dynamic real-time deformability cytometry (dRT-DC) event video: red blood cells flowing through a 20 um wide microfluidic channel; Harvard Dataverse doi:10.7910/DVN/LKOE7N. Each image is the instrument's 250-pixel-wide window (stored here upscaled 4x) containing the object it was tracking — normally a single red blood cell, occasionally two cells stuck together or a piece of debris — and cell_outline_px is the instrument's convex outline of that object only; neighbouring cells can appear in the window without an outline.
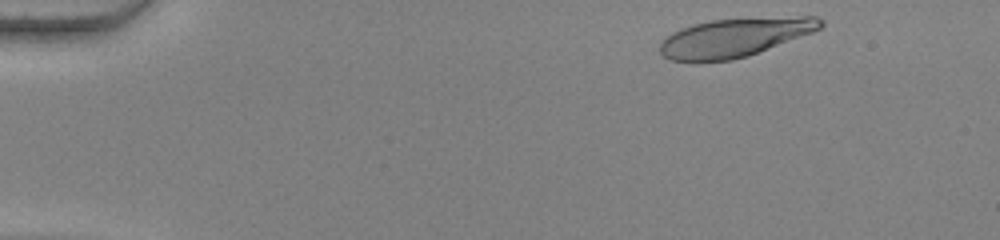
{"species": "human", "species_latin": "Homo sapiens", "temperature_condition": "warm", "stored_images_in_passage": 49, "camera_frame_rate_fps": 3000, "um_per_image_px": 0.085, "donor": {"sex": "female"}, "frame": {"image": 1, "passage_image": 2, "time_ms": 0.333, "image_size_px": [1000, 240], "cell_outline_px": [[824, 24], [820, 28], [812, 32], [748, 56], [732, 60], [672, 60], [664, 56], [660, 52], [660, 40], [672, 32], [680, 28], [712, 20], [800, 16], [816, 16], [824, 20]], "centroid_in_image_um": [62.46, 3.17], "position_along_channel_um": 22.5, "area_um2": 35.72}}
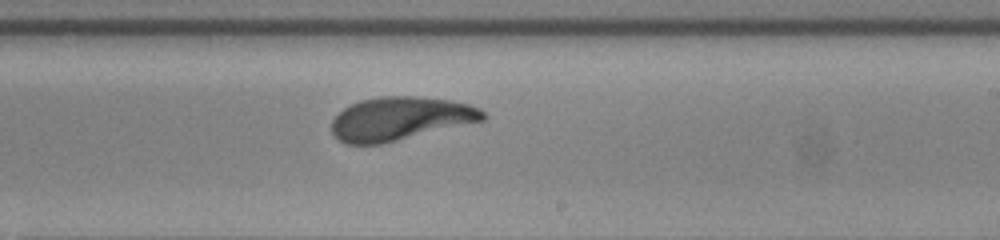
{"frame": {"image": 2, "passage_image": 29, "time_ms": 9.333, "image_size_px": [1000, 240], "cell_outline_px": [[488, 116], [484, 120], [380, 144], [344, 144], [332, 132], [332, 120], [344, 108], [360, 100], [380, 96], [412, 96], [452, 100], [468, 104], [480, 108]], "centroid_in_image_um": [34.02, 10.07], "position_along_channel_um": 255.0, "area_um2": 37.97}}
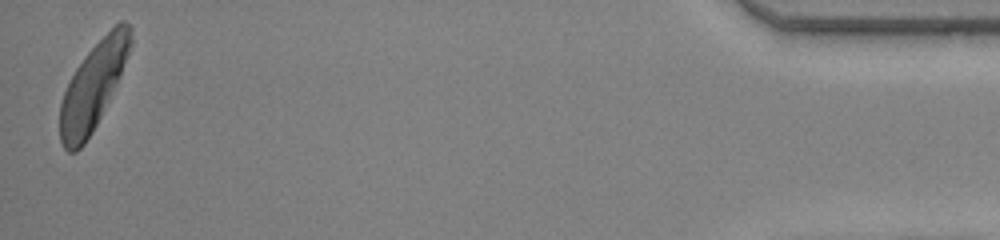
{"frame": {"image": 3, "passage_image": 49, "time_ms": 16.0, "image_size_px": [1000, 240], "cell_outline_px": [[132, 44], [120, 76], [92, 132], [84, 144], [76, 152], [68, 152], [64, 148], [60, 140], [60, 104], [64, 92], [76, 68], [84, 56], [120, 20], [124, 20], [132, 28]], "centroid_in_image_um": [7.91, 7.32], "position_along_channel_um": 427.3, "area_um2": 34.85}, "authors_computed_cell_mechanics": {"area_um2": 37.859, "velocity_mm_per_s": 3.7942, "shape_relaxation_time_tau1_ms": 3.5947, "shape_relaxation_time_tau2_ms": 0.9744, "deformation_change_tau1": 0.2155, "deformation_change_tau2": 0.082}}